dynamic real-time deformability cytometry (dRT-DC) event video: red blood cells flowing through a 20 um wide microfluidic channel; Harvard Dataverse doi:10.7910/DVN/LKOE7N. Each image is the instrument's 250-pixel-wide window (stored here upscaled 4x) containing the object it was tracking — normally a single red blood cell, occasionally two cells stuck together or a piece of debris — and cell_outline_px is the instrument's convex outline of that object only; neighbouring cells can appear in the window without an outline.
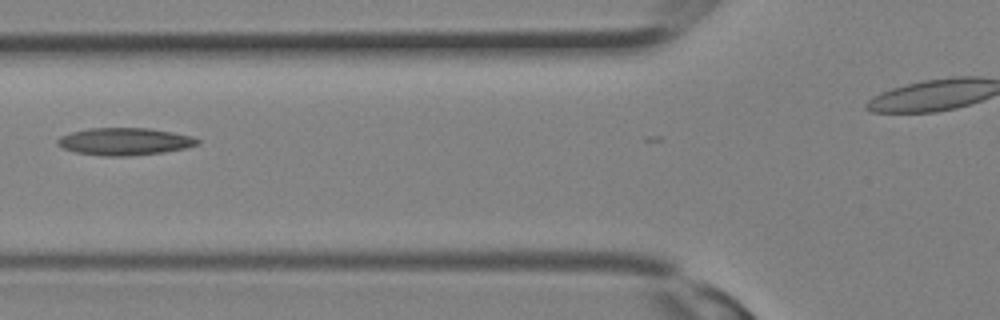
{"species": "Egyptian fruit bat (a non-hibernating species)", "species_latin": "Rousettus aegyptiacus", "temperature_condition": "room temperature", "stored_images_in_passage": 13, "camera_frame_rate_fps": 3000, "um_per_image_px": 0.085, "animal": {"sex": "female"}, "frame": {"image": 1, "passage_image": 12, "time_ms": 3.667, "image_size_px": [1000, 320], "cell_outline_px": [[200, 144], [184, 148], [164, 152], [128, 156], [104, 156], [76, 152], [64, 148], [56, 144], [56, 140], [60, 136], [72, 132], [88, 128], [148, 128], [172, 132], [192, 136], [200, 140]], "centroid_in_image_um": [10.59, 12.02], "position_along_channel_um": 115.2, "area_um2": 22.25}}